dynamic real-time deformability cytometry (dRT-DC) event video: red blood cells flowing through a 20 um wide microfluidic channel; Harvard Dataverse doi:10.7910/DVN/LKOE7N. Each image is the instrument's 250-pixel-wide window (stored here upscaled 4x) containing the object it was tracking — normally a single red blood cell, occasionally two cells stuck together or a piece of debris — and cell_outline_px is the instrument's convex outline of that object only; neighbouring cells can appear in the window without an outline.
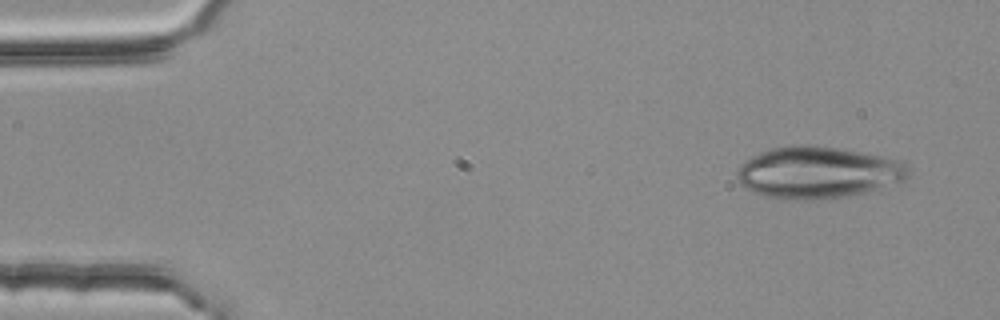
{"species": "common noctule bat (a hibernating species)", "species_latin": "Nyctalus noctula", "temperature_condition": "room temperature", "stored_images_in_passage": 3, "camera_frame_rate_fps": 3000, "um_per_image_px": 0.085, "animal": {"sex": "female", "body_mass_g": 25.1}, "frame": {"image": 1, "passage_image": 1, "time_ms": 0.0, "image_size_px": [1000, 320], "cell_outline_px": [[908, 176], [904, 180], [864, 192], [848, 196], [820, 200], [784, 200], [764, 196], [744, 188], [736, 176], [736, 172], [740, 164], [752, 156], [760, 152], [772, 148], [788, 144], [812, 144], [840, 148], [880, 156], [896, 160], [904, 164], [908, 168]], "centroid_in_image_um": [69.44, 14.66], "position_along_channel_um": 15.6, "area_um2": 51.9}}